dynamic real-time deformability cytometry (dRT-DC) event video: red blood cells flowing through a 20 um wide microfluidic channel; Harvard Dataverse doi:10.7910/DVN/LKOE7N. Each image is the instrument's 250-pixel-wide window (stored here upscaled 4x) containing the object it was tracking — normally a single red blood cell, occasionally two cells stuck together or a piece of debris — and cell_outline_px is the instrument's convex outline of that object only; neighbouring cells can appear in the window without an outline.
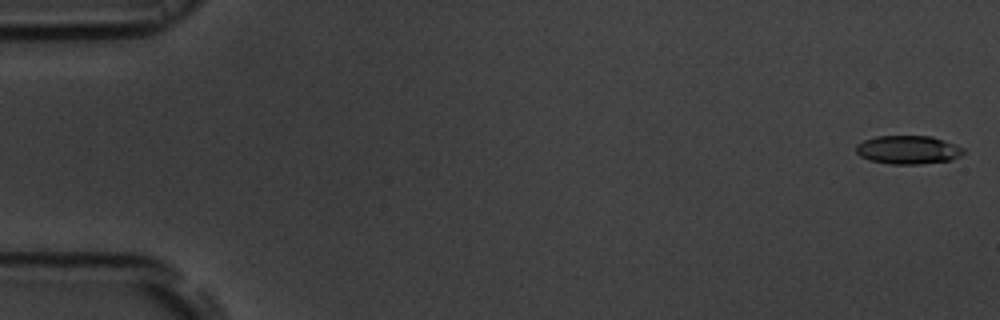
{"species": "common noctule bat (a hibernating species)", "species_latin": "Nyctalus noctula", "temperature_condition": "room temperature", "stored_images_in_passage": 52, "camera_frame_rate_fps": 3000, "um_per_image_px": 0.085, "animal": {"sex": "male", "body_mass_g": 19.5, "forearm_length_mm": 54.6}, "frame": {"image": 1, "passage_image": 1, "time_ms": 0.0, "image_size_px": [1000, 320], "cell_outline_px": [[964, 152], [960, 156], [952, 160], [920, 164], [892, 164], [868, 160], [860, 156], [856, 152], [856, 144], [864, 140], [876, 136], [932, 136], [944, 140], [964, 148]], "centroid_in_image_um": [77.18, 12.73], "position_along_channel_um": 7.8, "area_um2": 17.92}}
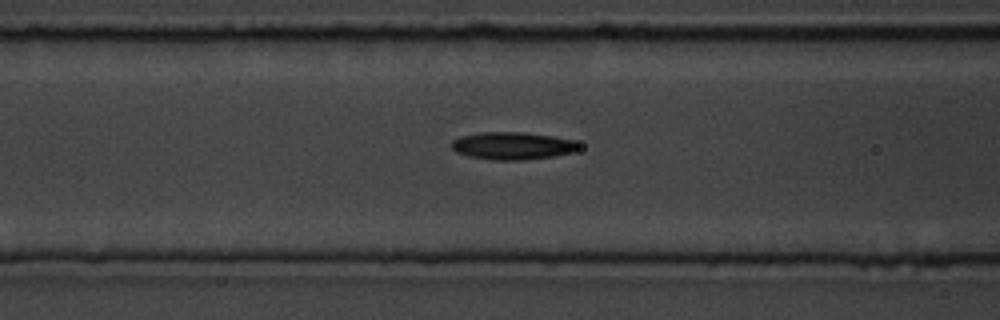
{"frame": {"image": 2, "passage_image": 22, "time_ms": 7.0, "image_size_px": [1000, 320], "cell_outline_px": [[580, 148], [572, 152], [552, 156], [524, 160], [492, 160], [468, 156], [456, 152], [452, 148], [452, 140], [460, 136], [480, 132], [524, 132], [552, 136], [576, 140], [580, 144]], "centroid_in_image_um": [43.57, 12.39], "position_along_channel_um": 123.0, "area_um2": 20.52}}
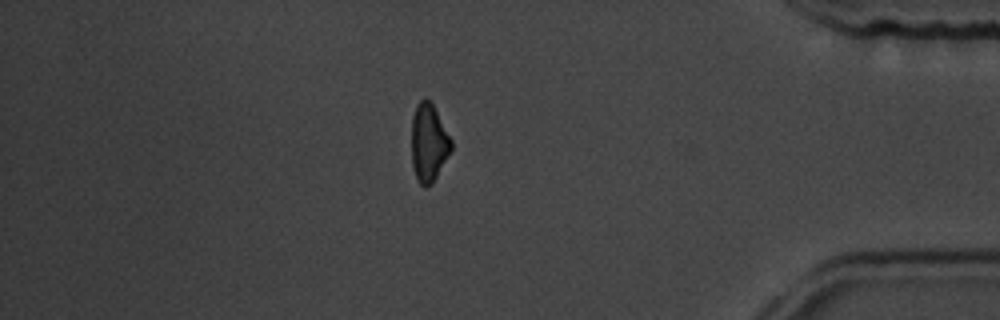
{"frame": {"image": 3, "passage_image": 47, "time_ms": 15.333, "image_size_px": [1000, 320], "cell_outline_px": [[452, 148], [432, 184], [424, 188], [420, 184], [412, 168], [412, 116], [416, 104], [424, 96], [432, 104], [452, 140]], "centroid_in_image_um": [36.42, 12.13], "position_along_channel_um": 398.8, "area_um2": 17.92}, "authors_computed_cell_mechanics": {"area_um2": 19.1896, "velocity_mm_per_s": 3.7358, "shape_relaxation_time_tau1_ms": 2.9057, "shape_relaxation_time_tau2_ms": null, "deformation_change_tau1": 0.1348, "deformation_change_tau2": null}}